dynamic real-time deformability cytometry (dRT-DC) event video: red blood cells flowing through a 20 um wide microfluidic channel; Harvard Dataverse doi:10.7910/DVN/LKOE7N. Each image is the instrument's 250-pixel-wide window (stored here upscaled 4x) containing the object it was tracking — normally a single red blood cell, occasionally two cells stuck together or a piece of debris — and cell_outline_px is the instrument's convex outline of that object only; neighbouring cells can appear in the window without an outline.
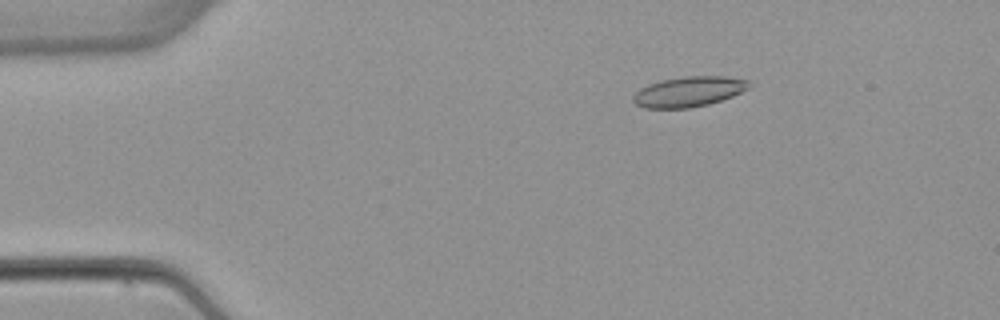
{"species": "common noctule bat (a hibernating species)", "species_latin": "Nyctalus noctula", "temperature_condition": "warm", "stored_images_in_passage": 5, "camera_frame_rate_fps": 3000, "um_per_image_px": 0.085, "animal": {"sex": "female", "body_mass_g": 22.7, "forearm_length_mm": 54.2}, "frame": {"image": 1, "passage_image": 3, "time_ms": 2.333, "image_size_px": [1000, 320], "cell_outline_px": [[752, 88], [732, 96], [708, 104], [688, 108], [644, 108], [636, 104], [632, 100], [632, 96], [640, 88], [648, 84], [660, 80], [684, 76], [728, 76], [748, 80], [752, 84]], "centroid_in_image_um": [58.57, 7.78], "position_along_channel_um": 26.4, "area_um2": 20.63}}